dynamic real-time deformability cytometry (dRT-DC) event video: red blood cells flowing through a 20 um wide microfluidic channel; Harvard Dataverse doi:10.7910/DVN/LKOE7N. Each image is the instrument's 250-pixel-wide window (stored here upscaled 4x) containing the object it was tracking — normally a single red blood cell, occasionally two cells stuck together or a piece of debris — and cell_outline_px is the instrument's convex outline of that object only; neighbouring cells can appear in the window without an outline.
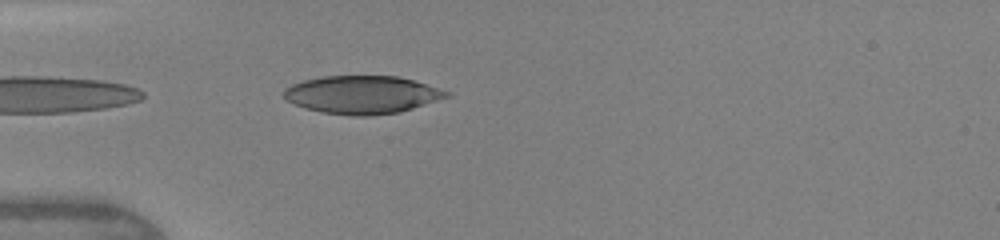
{"species": "human", "species_latin": "Homo sapiens", "temperature_condition": "warm", "stored_images_in_passage": 25, "camera_frame_rate_fps": 3000, "um_per_image_px": 0.085, "donor": {"sex": "female"}, "frame": {"image": 1, "passage_image": 1, "time_ms": 0.0, "image_size_px": [1000, 240], "cell_outline_px": [[452, 96], [400, 112], [368, 116], [352, 116], [320, 112], [304, 108], [288, 100], [284, 96], [284, 88], [292, 84], [304, 80], [324, 76], [396, 76], [412, 80], [452, 92]], "centroid_in_image_um": [30.8, 8.06], "position_along_channel_um": 54.2, "area_um2": 36.01}}